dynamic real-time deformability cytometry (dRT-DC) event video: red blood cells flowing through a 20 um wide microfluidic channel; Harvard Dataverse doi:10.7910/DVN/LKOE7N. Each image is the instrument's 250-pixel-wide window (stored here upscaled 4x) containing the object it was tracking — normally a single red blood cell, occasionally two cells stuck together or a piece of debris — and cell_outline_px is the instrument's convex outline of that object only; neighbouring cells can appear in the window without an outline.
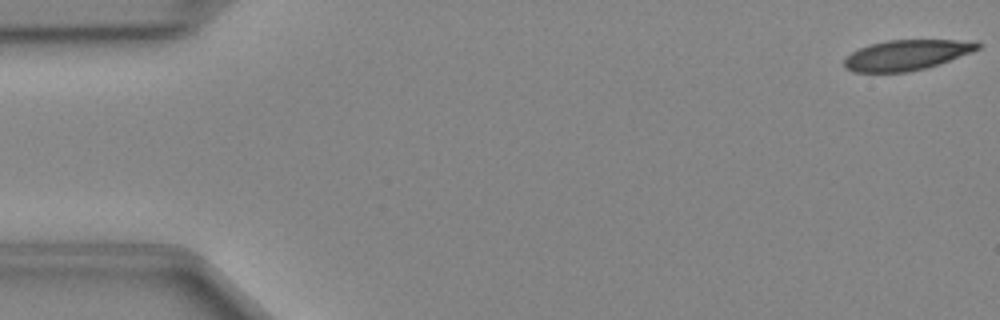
{"species": "Egyptian fruit bat (a non-hibernating species)", "species_latin": "Rousettus aegyptiacus", "temperature_condition": "cold", "stored_images_in_passage": 7, "camera_frame_rate_fps": 3000, "um_per_image_px": 0.085, "animal": {"sex": "female"}, "frame": {"image": 1, "passage_image": 1, "time_ms": 0.0, "image_size_px": [1000, 320], "cell_outline_px": [[984, 44], [980, 48], [972, 52], [940, 64], [908, 72], [852, 72], [844, 68], [844, 60], [852, 52], [860, 48], [872, 44], [888, 40], [956, 40]], "centroid_in_image_um": [77.05, 4.68], "position_along_channel_um": 7.9, "area_um2": 23.41}}